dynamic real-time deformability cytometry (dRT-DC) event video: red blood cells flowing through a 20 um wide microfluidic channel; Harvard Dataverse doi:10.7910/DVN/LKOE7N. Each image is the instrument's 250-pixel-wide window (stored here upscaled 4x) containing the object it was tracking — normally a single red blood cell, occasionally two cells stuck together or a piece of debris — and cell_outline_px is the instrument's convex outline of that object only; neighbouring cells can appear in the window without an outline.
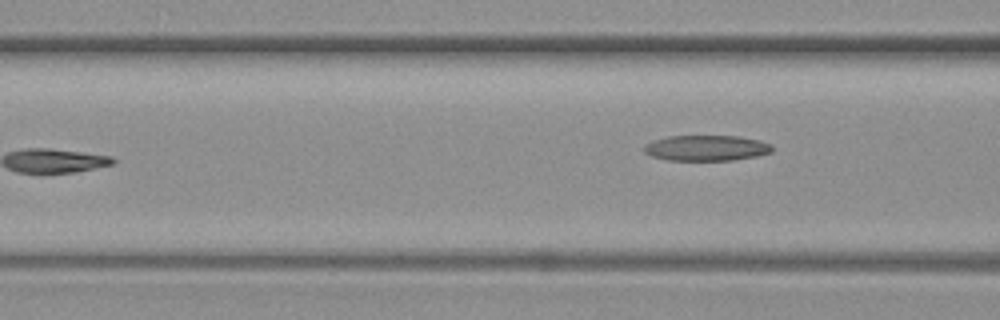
{"species": "common noctule bat (a hibernating species)", "species_latin": "Nyctalus noctula", "temperature_condition": "warm", "stored_images_in_passage": 6, "camera_frame_rate_fps": 3000, "um_per_image_px": 0.085, "animal": {"sex": "female", "body_mass_g": 19.3, "forearm_length_mm": 54.1}, "frame": {"image": 1, "passage_image": 6, "time_ms": 6.0, "image_size_px": [1000, 320], "cell_outline_px": [[772, 152], [756, 156], [732, 160], [668, 160], [652, 156], [644, 152], [644, 144], [652, 140], [668, 136], [736, 136], [760, 140], [772, 144]], "centroid_in_image_um": [60.03, 12.57], "position_along_channel_um": 106.6, "area_um2": 19.13}}